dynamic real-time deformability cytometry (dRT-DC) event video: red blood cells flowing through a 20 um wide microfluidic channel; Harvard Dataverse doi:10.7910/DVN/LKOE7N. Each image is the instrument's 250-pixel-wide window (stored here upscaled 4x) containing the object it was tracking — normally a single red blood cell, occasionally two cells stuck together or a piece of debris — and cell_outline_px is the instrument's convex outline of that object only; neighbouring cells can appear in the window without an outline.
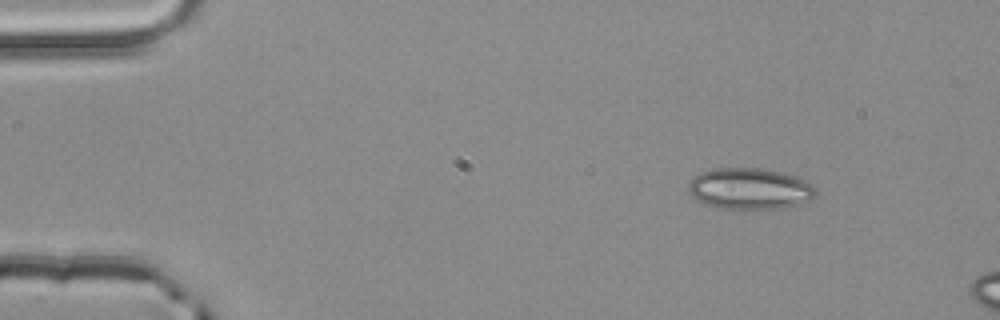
{"species": "common noctule bat (a hibernating species)", "species_latin": "Nyctalus noctula", "temperature_condition": "room temperature", "stored_images_in_passage": 3, "camera_frame_rate_fps": 3000, "um_per_image_px": 0.085, "animal": {"sex": "male", "body_mass_g": 20.4}, "frame": {"image": 1, "passage_image": 1, "time_ms": 0.0, "image_size_px": [1000, 320], "cell_outline_px": [[816, 196], [812, 200], [784, 208], [740, 212], [716, 208], [704, 204], [692, 196], [688, 192], [688, 180], [700, 172], [712, 168], [760, 168], [780, 172], [804, 180], [812, 184], [816, 188]], "centroid_in_image_um": [63.69, 16.09], "position_along_channel_um": 21.3, "area_um2": 31.73}}